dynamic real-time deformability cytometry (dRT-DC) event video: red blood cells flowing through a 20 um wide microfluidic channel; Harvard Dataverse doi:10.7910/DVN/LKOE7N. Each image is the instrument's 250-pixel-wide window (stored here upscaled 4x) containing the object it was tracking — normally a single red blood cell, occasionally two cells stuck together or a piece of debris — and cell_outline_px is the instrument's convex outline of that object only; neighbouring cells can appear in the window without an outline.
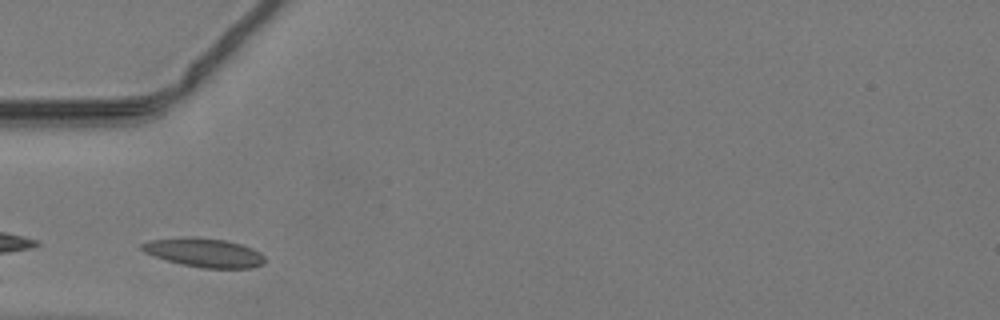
{"species": "common noctule bat (a hibernating species)", "species_latin": "Nyctalus noctula", "temperature_condition": "warm", "stored_images_in_passage": 18, "camera_frame_rate_fps": 3000, "um_per_image_px": 0.085, "animal": {"sex": "male", "body_mass_g": 19.2, "forearm_length_mm": 51.8}, "frame": {"image": 1, "passage_image": 3, "time_ms": 0.667, "image_size_px": [1000, 320], "cell_outline_px": [[264, 264], [252, 268], [204, 268], [180, 264], [144, 252], [140, 248], [140, 244], [152, 240], [188, 236], [224, 240], [240, 244], [252, 248], [260, 252], [264, 256]], "centroid_in_image_um": [17.37, 21.47], "position_along_channel_um": 67.6, "area_um2": 20.58}}
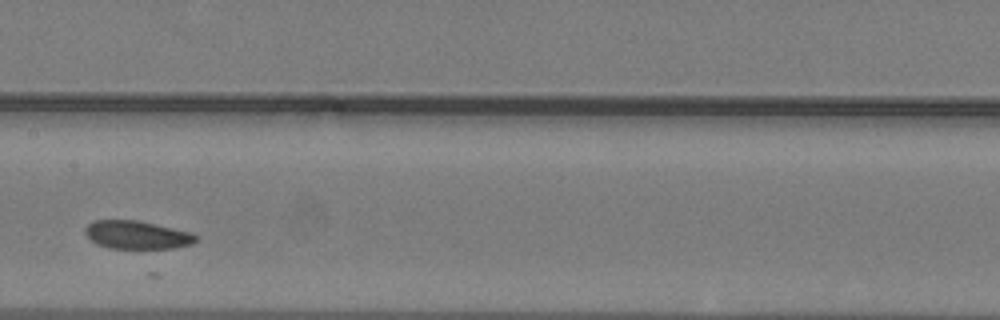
{"frame": {"image": 2, "passage_image": 12, "time_ms": 3.667, "image_size_px": [1000, 320], "cell_outline_px": [[196, 240], [192, 244], [172, 248], [108, 248], [96, 244], [84, 232], [84, 228], [88, 224], [96, 220], [136, 220], [192, 232], [196, 236]], "centroid_in_image_um": [11.62, 19.96], "position_along_channel_um": 195.8, "area_um2": 18.03}}
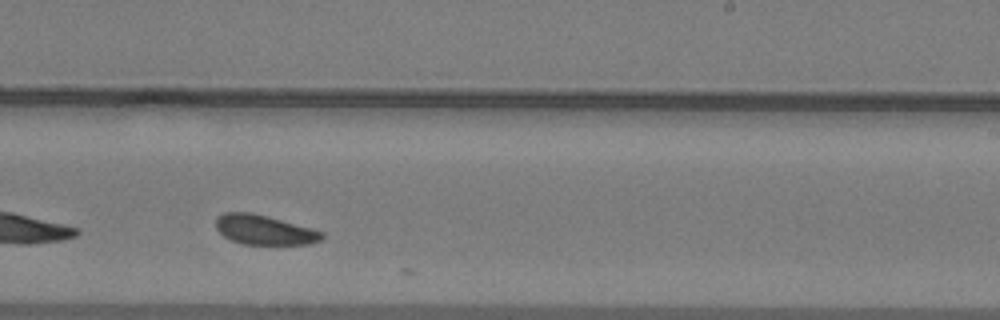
{"frame": {"image": 3, "passage_image": 17, "time_ms": 5.333, "image_size_px": [1000, 320], "cell_outline_px": [[324, 236], [320, 240], [308, 244], [244, 244], [232, 240], [224, 236], [216, 228], [216, 216], [224, 212], [252, 212], [268, 216], [312, 228], [324, 232]], "centroid_in_image_um": [22.46, 19.52], "position_along_channel_um": 266.5, "area_um2": 18.32}}